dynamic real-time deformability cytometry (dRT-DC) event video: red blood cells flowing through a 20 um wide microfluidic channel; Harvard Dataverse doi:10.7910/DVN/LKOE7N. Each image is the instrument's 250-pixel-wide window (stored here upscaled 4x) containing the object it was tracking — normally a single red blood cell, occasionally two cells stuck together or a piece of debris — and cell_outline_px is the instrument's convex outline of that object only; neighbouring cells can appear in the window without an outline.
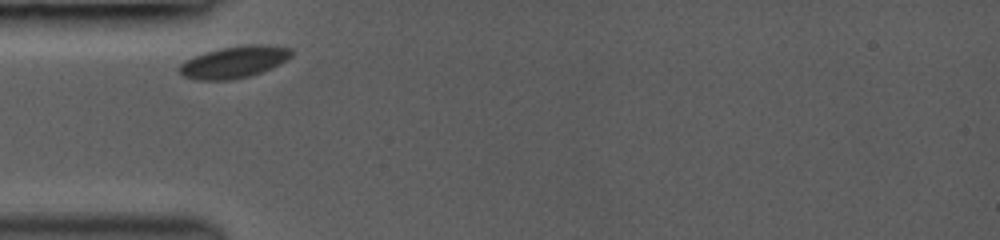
{"species": "common noctule bat (a hibernating species)", "species_latin": "Nyctalus noctula", "temperature_condition": "room temperature", "stored_images_in_passage": 3, "camera_frame_rate_fps": 3000, "um_per_image_px": 0.085, "animal": {"sex": "female", "body_mass_g": 19.0, "forearm_length_mm": 53.3}, "frame": {"image": 1, "passage_image": 1, "time_ms": 0.0, "image_size_px": [1000, 240], "cell_outline_px": [[292, 56], [280, 64], [260, 72], [248, 76], [232, 80], [196, 80], [184, 76], [176, 68], [180, 64], [204, 52], [220, 48], [248, 44], [268, 44], [292, 48]], "centroid_in_image_um": [19.92, 5.26], "position_along_channel_um": 65.1, "area_um2": 20.81}}
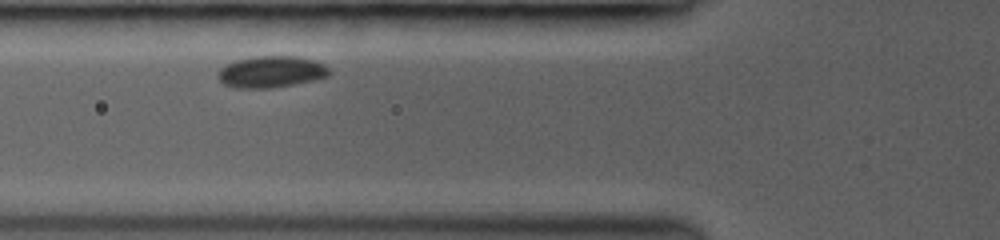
{"frame": {"image": 2, "passage_image": 2, "time_ms": 1.0, "image_size_px": [1000, 240], "cell_outline_px": [[332, 72], [328, 76], [312, 80], [272, 88], [236, 88], [224, 84], [216, 76], [216, 72], [220, 68], [236, 60], [252, 56], [300, 56], [316, 60], [324, 64]], "centroid_in_image_um": [23.04, 6.09], "position_along_channel_um": 102.8, "area_um2": 20.63}}
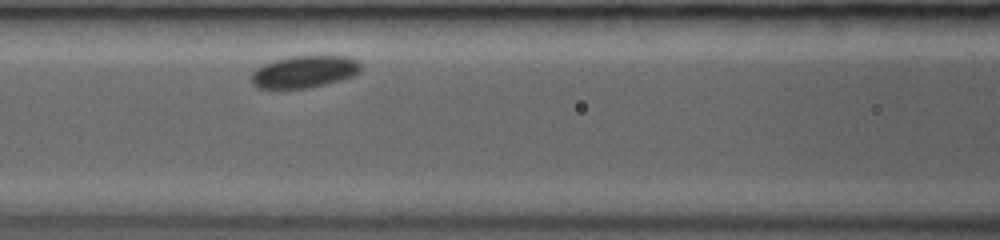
{"frame": {"image": 3, "passage_image": 3, "time_ms": 2.0, "image_size_px": [1000, 240], "cell_outline_px": [[364, 64], [360, 72], [352, 76], [340, 80], [308, 88], [256, 88], [252, 84], [252, 72], [256, 68], [264, 64], [276, 60], [292, 56], [348, 56]], "centroid_in_image_um": [25.9, 6.09], "position_along_channel_um": 140.7, "area_um2": 20.46}}